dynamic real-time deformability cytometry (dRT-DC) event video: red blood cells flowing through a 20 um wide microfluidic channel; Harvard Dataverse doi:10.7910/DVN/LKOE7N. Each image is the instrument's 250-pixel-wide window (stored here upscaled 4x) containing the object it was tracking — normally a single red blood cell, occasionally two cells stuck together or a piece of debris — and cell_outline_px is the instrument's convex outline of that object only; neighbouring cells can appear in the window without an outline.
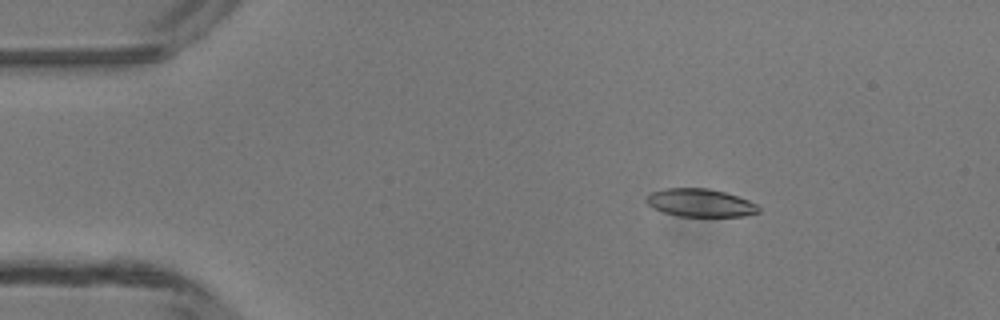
{"species": "common noctule bat (a hibernating species)", "species_latin": "Nyctalus noctula", "temperature_condition": "room temperature", "stored_images_in_passage": 5, "camera_frame_rate_fps": 3000, "um_per_image_px": 0.085, "animal": {"sex": "male", "body_mass_g": 13.3}, "frame": {"image": 1, "passage_image": 1, "time_ms": 0.0, "image_size_px": [1000, 320], "cell_outline_px": [[760, 212], [744, 216], [680, 216], [664, 212], [652, 208], [644, 200], [644, 196], [648, 192], [664, 188], [708, 188], [724, 192], [748, 200], [756, 204], [760, 208]], "centroid_in_image_um": [59.46, 17.23], "position_along_channel_um": 25.5, "area_um2": 18.44}}
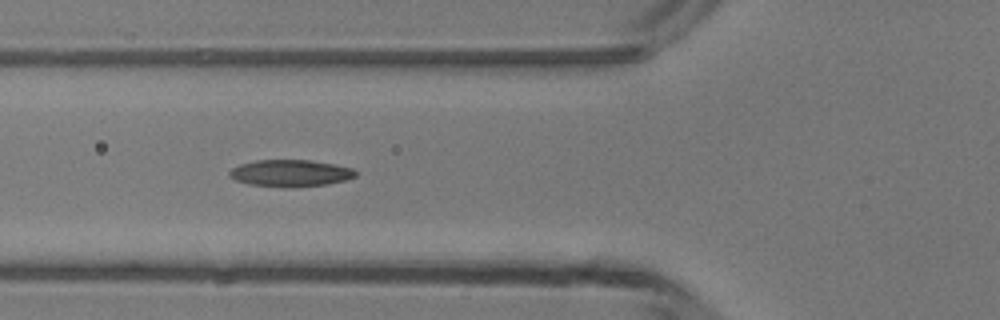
{"frame": {"image": 2, "passage_image": 4, "time_ms": 3.333, "image_size_px": [1000, 320], "cell_outline_px": [[356, 176], [348, 180], [328, 184], [292, 188], [284, 188], [248, 184], [236, 180], [228, 176], [228, 172], [232, 168], [240, 164], [256, 160], [312, 160], [352, 168], [356, 172]], "centroid_in_image_um": [24.68, 14.73], "position_along_channel_um": 101.1, "area_um2": 20.0}}
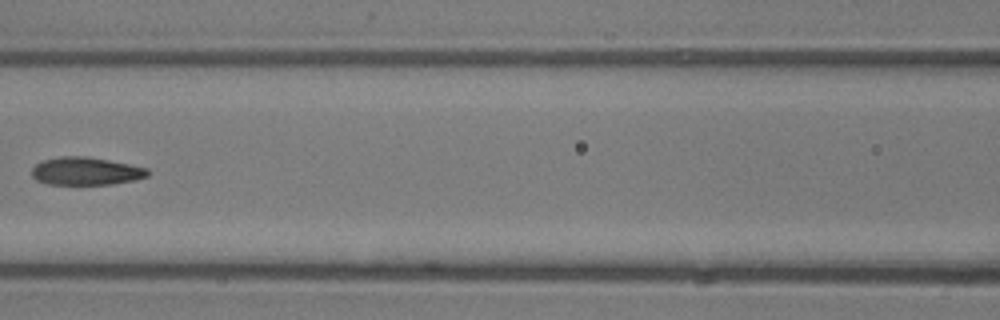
{"frame": {"image": 3, "passage_image": 5, "time_ms": 4.667, "image_size_px": [1000, 320], "cell_outline_px": [[148, 176], [132, 180], [112, 184], [48, 184], [36, 180], [32, 176], [32, 168], [40, 160], [60, 156], [88, 156], [148, 168]], "centroid_in_image_um": [7.25, 14.54], "position_along_channel_um": 159.3, "area_um2": 18.79}}